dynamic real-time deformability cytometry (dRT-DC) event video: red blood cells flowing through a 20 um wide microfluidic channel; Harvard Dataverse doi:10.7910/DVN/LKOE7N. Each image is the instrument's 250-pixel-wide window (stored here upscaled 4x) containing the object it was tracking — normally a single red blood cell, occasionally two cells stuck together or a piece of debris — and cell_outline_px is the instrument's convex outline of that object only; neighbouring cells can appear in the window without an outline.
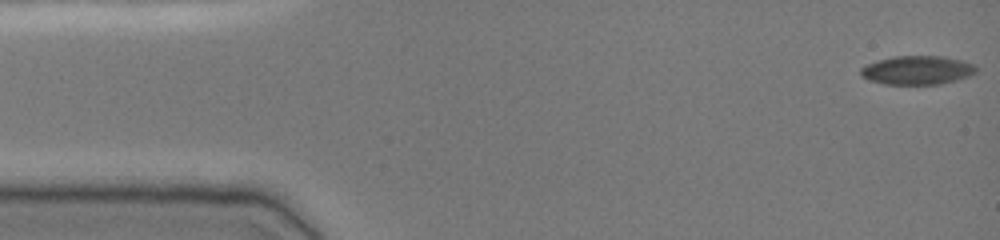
{"species": "common noctule bat (a hibernating species)", "species_latin": "Nyctalus noctula", "temperature_condition": "cold", "stored_images_in_passage": 50, "camera_frame_rate_fps": 3000, "um_per_image_px": 0.085, "animal": {"sex": "female", "body_mass_g": 19.0, "forearm_length_mm": 51.5}, "frame": {"image": 1, "passage_image": 1, "time_ms": 0.0, "image_size_px": [1000, 240], "cell_outline_px": [[976, 72], [968, 76], [956, 80], [940, 84], [884, 84], [860, 76], [860, 68], [876, 60], [896, 56], [944, 56], [976, 64]], "centroid_in_image_um": [77.97, 5.96], "position_along_channel_um": 7.0, "area_um2": 19.31}}
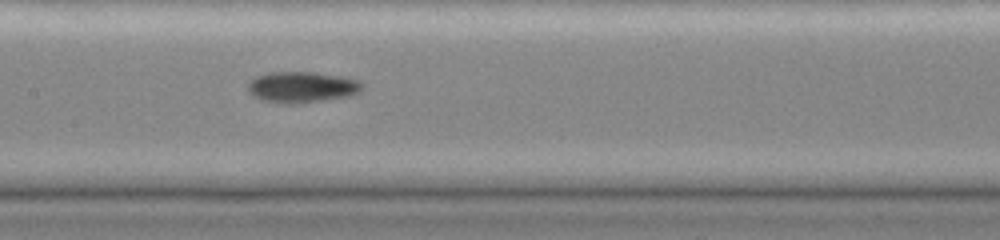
{"frame": {"image": 2, "passage_image": 24, "time_ms": 7.667, "image_size_px": [1000, 240], "cell_outline_px": [[364, 88], [348, 96], [320, 100], [260, 100], [248, 92], [248, 84], [256, 76], [268, 72], [312, 72], [340, 76], [360, 80], [364, 84]], "centroid_in_image_um": [25.69, 7.34], "position_along_channel_um": 181.7, "area_um2": 19.59}}
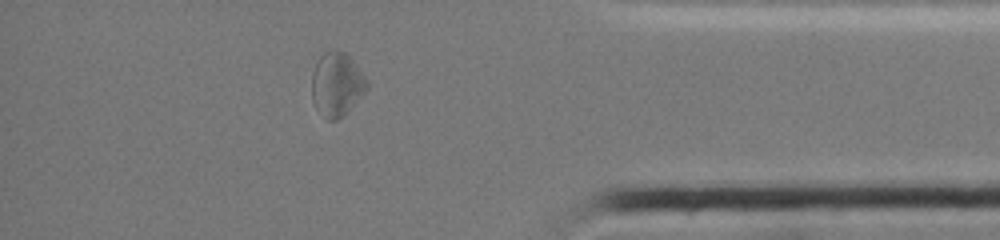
{"frame": {"image": 3, "passage_image": 43, "time_ms": 14.0, "image_size_px": [1000, 240], "cell_outline_px": [[368, 88], [348, 112], [336, 120], [328, 120], [316, 108], [312, 100], [312, 72], [316, 60], [324, 52], [332, 48], [336, 48], [344, 52], [356, 64], [368, 80]], "centroid_in_image_um": [28.62, 7.14], "position_along_channel_um": 406.6, "area_um2": 20.75}}